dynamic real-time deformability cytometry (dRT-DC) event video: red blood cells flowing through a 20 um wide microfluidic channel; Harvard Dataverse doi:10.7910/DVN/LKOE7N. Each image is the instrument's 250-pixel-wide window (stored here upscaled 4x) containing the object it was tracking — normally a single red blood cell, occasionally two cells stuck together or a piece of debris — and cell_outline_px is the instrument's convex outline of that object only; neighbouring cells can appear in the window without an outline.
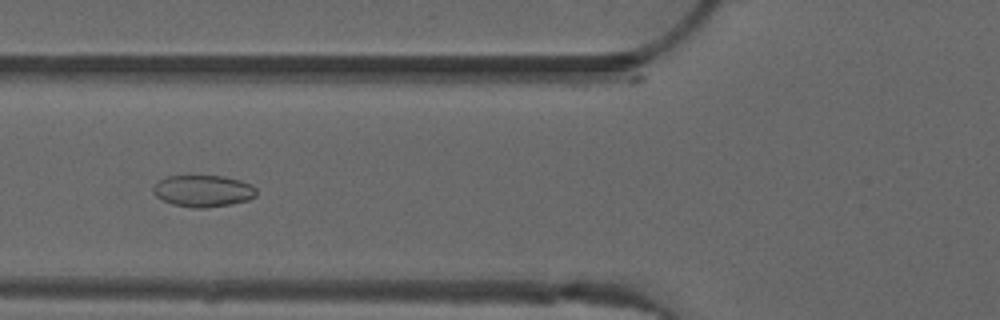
{"species": "common noctule bat (a hibernating species)", "species_latin": "Nyctalus noctula", "temperature_condition": "warm", "stored_images_in_passage": 13, "camera_frame_rate_fps": 3000, "um_per_image_px": 0.085, "animal": {"sex": "male", "forearm_length_mm": 52.5}, "frame": {"image": 1, "passage_image": 8, "time_ms": 2.333, "image_size_px": [1000, 320], "cell_outline_px": [[256, 196], [248, 200], [232, 204], [204, 208], [192, 208], [172, 204], [156, 196], [152, 192], [152, 188], [160, 180], [168, 176], [224, 176], [240, 180], [252, 184], [256, 188]], "centroid_in_image_um": [17.29, 16.23], "position_along_channel_um": 108.5, "area_um2": 19.13}}